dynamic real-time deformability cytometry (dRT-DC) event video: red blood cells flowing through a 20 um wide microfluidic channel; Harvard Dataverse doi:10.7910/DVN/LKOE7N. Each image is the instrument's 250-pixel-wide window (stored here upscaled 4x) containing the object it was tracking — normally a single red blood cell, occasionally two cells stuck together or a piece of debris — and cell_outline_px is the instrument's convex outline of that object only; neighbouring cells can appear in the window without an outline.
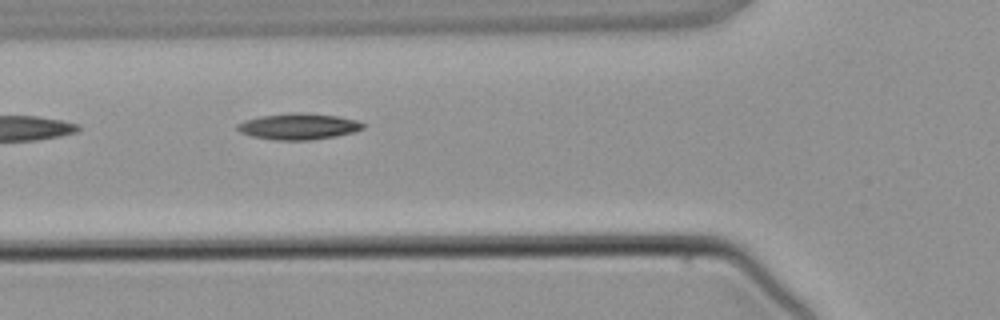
{"species": "common noctule bat (a hibernating species)", "species_latin": "Nyctalus noctula", "temperature_condition": "warm", "stored_images_in_passage": 4, "camera_frame_rate_fps": 3000, "um_per_image_px": 0.085, "animal": {"sex": "male", "body_mass_g": 21.5, "forearm_length_mm": 52.0}, "frame": {"image": 1, "passage_image": 3, "time_ms": 2.667, "image_size_px": [1000, 320], "cell_outline_px": [[364, 128], [352, 132], [336, 136], [312, 140], [272, 140], [252, 136], [240, 132], [236, 128], [236, 124], [244, 120], [260, 116], [296, 112], [300, 112], [336, 116], [360, 120], [364, 124]], "centroid_in_image_um": [25.36, 10.75], "position_along_channel_um": 100.4, "area_um2": 19.25}}
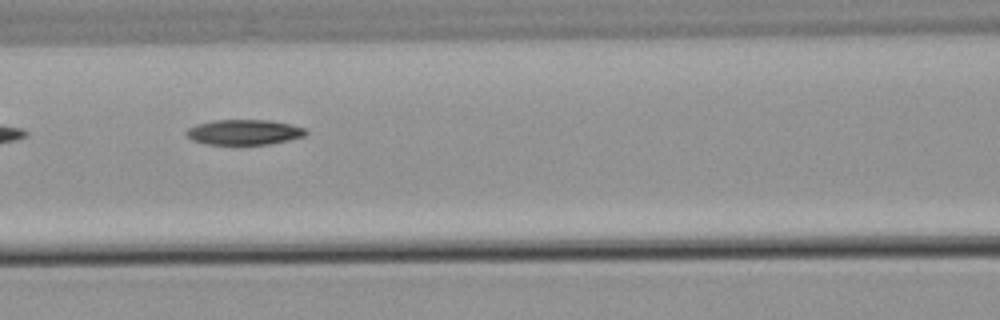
{"frame": {"image": 2, "passage_image": 4, "time_ms": 3.667, "image_size_px": [1000, 320], "cell_outline_px": [[308, 132], [304, 136], [288, 140], [268, 144], [204, 144], [192, 140], [188, 136], [188, 128], [196, 124], [216, 120], [268, 120], [292, 124], [308, 128]], "centroid_in_image_um": [20.8, 11.23], "position_along_channel_um": 145.8, "area_um2": 17.51}}